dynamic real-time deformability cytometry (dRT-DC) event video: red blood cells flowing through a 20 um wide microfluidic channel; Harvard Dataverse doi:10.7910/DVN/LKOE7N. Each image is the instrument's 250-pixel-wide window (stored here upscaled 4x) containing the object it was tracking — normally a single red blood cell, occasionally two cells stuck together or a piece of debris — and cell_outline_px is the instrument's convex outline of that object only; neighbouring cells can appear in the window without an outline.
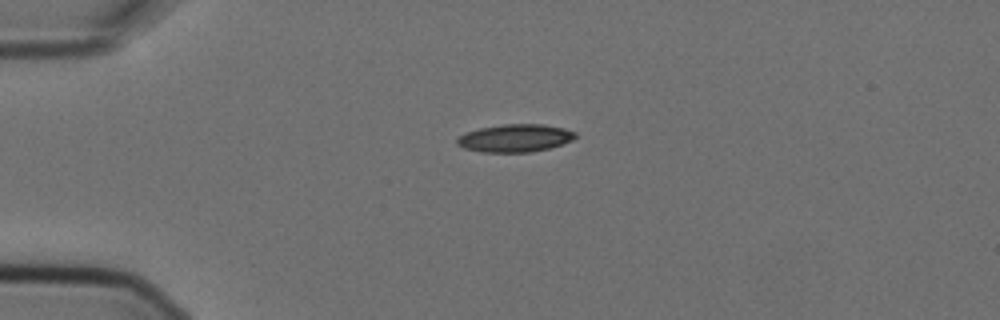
{"species": "Egyptian fruit bat (a non-hibernating species)", "species_latin": "Rousettus aegyptiacus", "temperature_condition": "cold", "stored_images_in_passage": 3, "camera_frame_rate_fps": 3000, "um_per_image_px": 0.085, "animal": {"sex": "female"}, "frame": {"image": 1, "passage_image": 1, "time_ms": 0.0, "image_size_px": [1000, 320], "cell_outline_px": [[576, 136], [572, 140], [548, 148], [532, 152], [480, 152], [464, 148], [456, 144], [456, 140], [464, 132], [480, 128], [504, 124], [540, 124], [564, 128], [576, 132]], "centroid_in_image_um": [43.75, 11.74], "position_along_channel_um": 41.3, "area_um2": 19.07}}
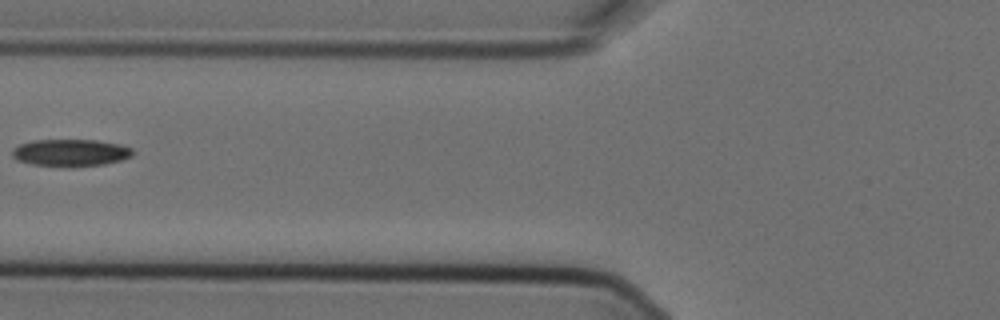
{"frame": {"image": 2, "passage_image": 3, "time_ms": 0.667, "image_size_px": [1000, 320], "cell_outline_px": [[136, 152], [132, 156], [120, 160], [104, 164], [68, 168], [32, 164], [16, 160], [12, 156], [12, 148], [20, 144], [32, 140], [96, 140], [120, 144], [132, 148]], "centroid_in_image_um": [6.0, 12.99], "position_along_channel_um": 119.8, "area_um2": 19.42}}